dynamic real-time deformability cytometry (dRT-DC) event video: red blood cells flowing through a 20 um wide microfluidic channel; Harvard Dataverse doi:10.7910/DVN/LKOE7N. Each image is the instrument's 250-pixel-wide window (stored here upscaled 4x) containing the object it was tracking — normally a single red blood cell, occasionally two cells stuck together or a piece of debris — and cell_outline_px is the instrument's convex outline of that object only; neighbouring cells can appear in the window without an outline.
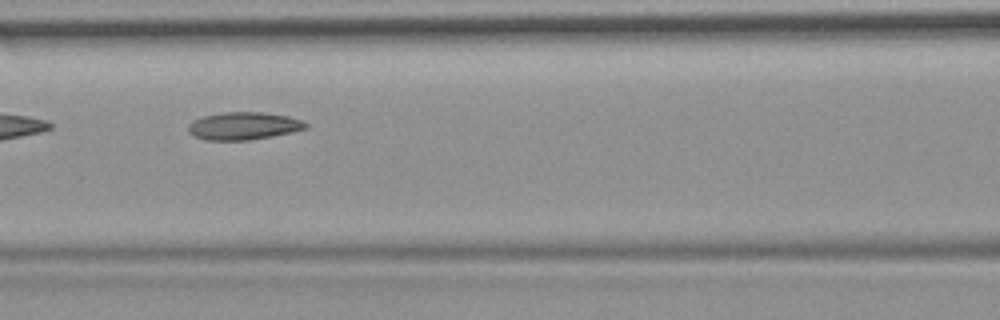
{"species": "common noctule bat (a hibernating species)", "species_latin": "Nyctalus noctula", "temperature_condition": "room temperature", "stored_images_in_passage": 8, "camera_frame_rate_fps": 3000, "um_per_image_px": 0.085, "animal": {"sex": "female", "body_mass_g": 19.9}, "frame": {"image": 1, "passage_image": 7, "time_ms": 2.0, "image_size_px": [1000, 320], "cell_outline_px": [[308, 128], [292, 132], [272, 136], [248, 140], [204, 140], [188, 132], [188, 124], [192, 120], [204, 116], [220, 112], [264, 112], [288, 116], [304, 120], [308, 124]], "centroid_in_image_um": [20.72, 10.69], "position_along_channel_um": 145.9, "area_um2": 19.07}}